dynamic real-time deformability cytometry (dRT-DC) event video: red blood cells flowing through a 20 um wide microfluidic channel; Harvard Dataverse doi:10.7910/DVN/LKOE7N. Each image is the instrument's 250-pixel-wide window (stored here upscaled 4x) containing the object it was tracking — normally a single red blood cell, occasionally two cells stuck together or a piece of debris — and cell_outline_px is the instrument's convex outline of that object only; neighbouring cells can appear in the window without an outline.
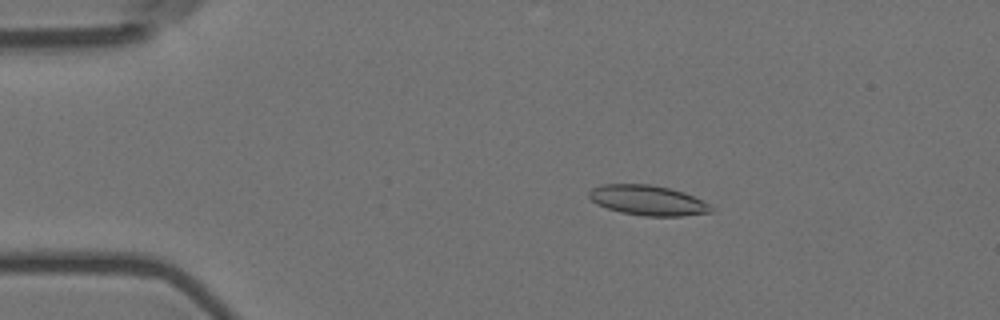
{"species": "Egyptian fruit bat (a non-hibernating species)", "species_latin": "Rousettus aegyptiacus", "temperature_condition": "room temperature", "stored_images_in_passage": 14, "camera_frame_rate_fps": 3000, "um_per_image_px": 0.085, "animal": {"sex": "female"}, "frame": {"image": 1, "passage_image": 10, "time_ms": 3.0, "image_size_px": [1000, 320], "cell_outline_px": [[716, 208], [712, 212], [680, 216], [644, 216], [620, 212], [596, 204], [588, 196], [588, 192], [592, 188], [600, 184], [652, 184], [684, 192]], "centroid_in_image_um": [55.04, 17.02], "position_along_channel_um": 30.0, "area_um2": 21.39}}